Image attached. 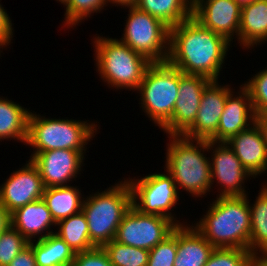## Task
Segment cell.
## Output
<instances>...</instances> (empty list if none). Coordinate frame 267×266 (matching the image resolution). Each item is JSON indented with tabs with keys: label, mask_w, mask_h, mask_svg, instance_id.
<instances>
[{
	"label": "cell",
	"mask_w": 267,
	"mask_h": 266,
	"mask_svg": "<svg viewBox=\"0 0 267 266\" xmlns=\"http://www.w3.org/2000/svg\"><path fill=\"white\" fill-rule=\"evenodd\" d=\"M232 43L193 16L170 28L168 62L182 73L220 80ZM223 68V69H222Z\"/></svg>",
	"instance_id": "obj_1"
},
{
	"label": "cell",
	"mask_w": 267,
	"mask_h": 266,
	"mask_svg": "<svg viewBox=\"0 0 267 266\" xmlns=\"http://www.w3.org/2000/svg\"><path fill=\"white\" fill-rule=\"evenodd\" d=\"M207 207L205 215L192 222L203 237L214 248H241L250 251L248 195L216 197Z\"/></svg>",
	"instance_id": "obj_2"
},
{
	"label": "cell",
	"mask_w": 267,
	"mask_h": 266,
	"mask_svg": "<svg viewBox=\"0 0 267 266\" xmlns=\"http://www.w3.org/2000/svg\"><path fill=\"white\" fill-rule=\"evenodd\" d=\"M164 157L166 170L174 179L179 194L204 198L211 192V168L207 156L208 140L190 139L182 135H167ZM181 191V192H180Z\"/></svg>",
	"instance_id": "obj_3"
},
{
	"label": "cell",
	"mask_w": 267,
	"mask_h": 266,
	"mask_svg": "<svg viewBox=\"0 0 267 266\" xmlns=\"http://www.w3.org/2000/svg\"><path fill=\"white\" fill-rule=\"evenodd\" d=\"M96 72L108 88L135 92L152 63L118 38L96 34L91 38Z\"/></svg>",
	"instance_id": "obj_4"
},
{
	"label": "cell",
	"mask_w": 267,
	"mask_h": 266,
	"mask_svg": "<svg viewBox=\"0 0 267 266\" xmlns=\"http://www.w3.org/2000/svg\"><path fill=\"white\" fill-rule=\"evenodd\" d=\"M98 123L97 120L48 118L31 110L26 147L31 146L33 151L30 149L28 158L31 160L37 153L48 150H87V145L100 133Z\"/></svg>",
	"instance_id": "obj_5"
},
{
	"label": "cell",
	"mask_w": 267,
	"mask_h": 266,
	"mask_svg": "<svg viewBox=\"0 0 267 266\" xmlns=\"http://www.w3.org/2000/svg\"><path fill=\"white\" fill-rule=\"evenodd\" d=\"M120 180L84 198L82 211L89 227L90 240L96 247L115 239L119 224L132 206L130 184L125 177Z\"/></svg>",
	"instance_id": "obj_6"
},
{
	"label": "cell",
	"mask_w": 267,
	"mask_h": 266,
	"mask_svg": "<svg viewBox=\"0 0 267 266\" xmlns=\"http://www.w3.org/2000/svg\"><path fill=\"white\" fill-rule=\"evenodd\" d=\"M178 87L179 69L165 61L151 63L136 90V94L140 96V109L159 129L172 118L178 99Z\"/></svg>",
	"instance_id": "obj_7"
},
{
	"label": "cell",
	"mask_w": 267,
	"mask_h": 266,
	"mask_svg": "<svg viewBox=\"0 0 267 266\" xmlns=\"http://www.w3.org/2000/svg\"><path fill=\"white\" fill-rule=\"evenodd\" d=\"M125 9H128V14L119 40L152 63L167 61L170 28L136 6L125 7Z\"/></svg>",
	"instance_id": "obj_8"
},
{
	"label": "cell",
	"mask_w": 267,
	"mask_h": 266,
	"mask_svg": "<svg viewBox=\"0 0 267 266\" xmlns=\"http://www.w3.org/2000/svg\"><path fill=\"white\" fill-rule=\"evenodd\" d=\"M126 180L132 190V205L140 212L166 217L176 225L187 223V220L182 221L171 212L181 199L173 177L166 170L163 173L151 172L137 179L127 177Z\"/></svg>",
	"instance_id": "obj_9"
},
{
	"label": "cell",
	"mask_w": 267,
	"mask_h": 266,
	"mask_svg": "<svg viewBox=\"0 0 267 266\" xmlns=\"http://www.w3.org/2000/svg\"><path fill=\"white\" fill-rule=\"evenodd\" d=\"M208 154L211 190L214 187L218 188L216 197L248 195L245 183L255 178L242 166L233 149L226 142L208 141Z\"/></svg>",
	"instance_id": "obj_10"
},
{
	"label": "cell",
	"mask_w": 267,
	"mask_h": 266,
	"mask_svg": "<svg viewBox=\"0 0 267 266\" xmlns=\"http://www.w3.org/2000/svg\"><path fill=\"white\" fill-rule=\"evenodd\" d=\"M176 226L166 217L144 214L132 205L118 226L115 240L150 251L169 236Z\"/></svg>",
	"instance_id": "obj_11"
},
{
	"label": "cell",
	"mask_w": 267,
	"mask_h": 266,
	"mask_svg": "<svg viewBox=\"0 0 267 266\" xmlns=\"http://www.w3.org/2000/svg\"><path fill=\"white\" fill-rule=\"evenodd\" d=\"M87 150H48L37 153L31 161L39 169L45 188L71 185L80 177Z\"/></svg>",
	"instance_id": "obj_12"
},
{
	"label": "cell",
	"mask_w": 267,
	"mask_h": 266,
	"mask_svg": "<svg viewBox=\"0 0 267 266\" xmlns=\"http://www.w3.org/2000/svg\"><path fill=\"white\" fill-rule=\"evenodd\" d=\"M212 80L179 70L178 99L171 120L161 129L166 135H182L195 121L205 87Z\"/></svg>",
	"instance_id": "obj_13"
},
{
	"label": "cell",
	"mask_w": 267,
	"mask_h": 266,
	"mask_svg": "<svg viewBox=\"0 0 267 266\" xmlns=\"http://www.w3.org/2000/svg\"><path fill=\"white\" fill-rule=\"evenodd\" d=\"M45 186L39 169L29 159L0 184V202L10 212L43 198Z\"/></svg>",
	"instance_id": "obj_14"
},
{
	"label": "cell",
	"mask_w": 267,
	"mask_h": 266,
	"mask_svg": "<svg viewBox=\"0 0 267 266\" xmlns=\"http://www.w3.org/2000/svg\"><path fill=\"white\" fill-rule=\"evenodd\" d=\"M219 84V80H212L205 87L195 121L182 136L209 141L216 134L227 96L235 88Z\"/></svg>",
	"instance_id": "obj_15"
},
{
	"label": "cell",
	"mask_w": 267,
	"mask_h": 266,
	"mask_svg": "<svg viewBox=\"0 0 267 266\" xmlns=\"http://www.w3.org/2000/svg\"><path fill=\"white\" fill-rule=\"evenodd\" d=\"M192 16L204 27L238 43L241 6L234 0L190 1ZM235 36V37H234ZM237 39V40H236Z\"/></svg>",
	"instance_id": "obj_16"
},
{
	"label": "cell",
	"mask_w": 267,
	"mask_h": 266,
	"mask_svg": "<svg viewBox=\"0 0 267 266\" xmlns=\"http://www.w3.org/2000/svg\"><path fill=\"white\" fill-rule=\"evenodd\" d=\"M227 96L216 134L209 140L226 142L254 124L255 111L249 91L241 84Z\"/></svg>",
	"instance_id": "obj_17"
},
{
	"label": "cell",
	"mask_w": 267,
	"mask_h": 266,
	"mask_svg": "<svg viewBox=\"0 0 267 266\" xmlns=\"http://www.w3.org/2000/svg\"><path fill=\"white\" fill-rule=\"evenodd\" d=\"M226 143L254 178L267 175V148L255 124L232 136Z\"/></svg>",
	"instance_id": "obj_18"
},
{
	"label": "cell",
	"mask_w": 267,
	"mask_h": 266,
	"mask_svg": "<svg viewBox=\"0 0 267 266\" xmlns=\"http://www.w3.org/2000/svg\"><path fill=\"white\" fill-rule=\"evenodd\" d=\"M11 226L29 242L43 239L56 231V223L43 198L12 212Z\"/></svg>",
	"instance_id": "obj_19"
},
{
	"label": "cell",
	"mask_w": 267,
	"mask_h": 266,
	"mask_svg": "<svg viewBox=\"0 0 267 266\" xmlns=\"http://www.w3.org/2000/svg\"><path fill=\"white\" fill-rule=\"evenodd\" d=\"M267 42V0L241 7L238 44L243 50H255Z\"/></svg>",
	"instance_id": "obj_20"
},
{
	"label": "cell",
	"mask_w": 267,
	"mask_h": 266,
	"mask_svg": "<svg viewBox=\"0 0 267 266\" xmlns=\"http://www.w3.org/2000/svg\"><path fill=\"white\" fill-rule=\"evenodd\" d=\"M189 222L177 225V253L174 266H205L215 249Z\"/></svg>",
	"instance_id": "obj_21"
},
{
	"label": "cell",
	"mask_w": 267,
	"mask_h": 266,
	"mask_svg": "<svg viewBox=\"0 0 267 266\" xmlns=\"http://www.w3.org/2000/svg\"><path fill=\"white\" fill-rule=\"evenodd\" d=\"M0 95V142L16 140L26 145L31 110Z\"/></svg>",
	"instance_id": "obj_22"
},
{
	"label": "cell",
	"mask_w": 267,
	"mask_h": 266,
	"mask_svg": "<svg viewBox=\"0 0 267 266\" xmlns=\"http://www.w3.org/2000/svg\"><path fill=\"white\" fill-rule=\"evenodd\" d=\"M78 187L68 185L45 188L43 200L56 224L82 210L85 194Z\"/></svg>",
	"instance_id": "obj_23"
},
{
	"label": "cell",
	"mask_w": 267,
	"mask_h": 266,
	"mask_svg": "<svg viewBox=\"0 0 267 266\" xmlns=\"http://www.w3.org/2000/svg\"><path fill=\"white\" fill-rule=\"evenodd\" d=\"M37 266H71L75 253L55 233L35 241H30Z\"/></svg>",
	"instance_id": "obj_24"
},
{
	"label": "cell",
	"mask_w": 267,
	"mask_h": 266,
	"mask_svg": "<svg viewBox=\"0 0 267 266\" xmlns=\"http://www.w3.org/2000/svg\"><path fill=\"white\" fill-rule=\"evenodd\" d=\"M135 6L159 19L169 28L192 16L190 0H137Z\"/></svg>",
	"instance_id": "obj_25"
},
{
	"label": "cell",
	"mask_w": 267,
	"mask_h": 266,
	"mask_svg": "<svg viewBox=\"0 0 267 266\" xmlns=\"http://www.w3.org/2000/svg\"><path fill=\"white\" fill-rule=\"evenodd\" d=\"M56 227L55 234L63 239L75 254L96 248L90 240L89 227L82 210L59 221Z\"/></svg>",
	"instance_id": "obj_26"
},
{
	"label": "cell",
	"mask_w": 267,
	"mask_h": 266,
	"mask_svg": "<svg viewBox=\"0 0 267 266\" xmlns=\"http://www.w3.org/2000/svg\"><path fill=\"white\" fill-rule=\"evenodd\" d=\"M262 183L255 201L251 203L248 194V204L250 207L251 232H250V252L256 253L267 251V180Z\"/></svg>",
	"instance_id": "obj_27"
},
{
	"label": "cell",
	"mask_w": 267,
	"mask_h": 266,
	"mask_svg": "<svg viewBox=\"0 0 267 266\" xmlns=\"http://www.w3.org/2000/svg\"><path fill=\"white\" fill-rule=\"evenodd\" d=\"M107 6L106 0H67L63 4L65 8L63 19L65 21H62L61 28L74 29L85 20L92 18L93 14L104 11L103 9Z\"/></svg>",
	"instance_id": "obj_28"
},
{
	"label": "cell",
	"mask_w": 267,
	"mask_h": 266,
	"mask_svg": "<svg viewBox=\"0 0 267 266\" xmlns=\"http://www.w3.org/2000/svg\"><path fill=\"white\" fill-rule=\"evenodd\" d=\"M113 266H147L149 251L122 244L115 239L102 246Z\"/></svg>",
	"instance_id": "obj_29"
},
{
	"label": "cell",
	"mask_w": 267,
	"mask_h": 266,
	"mask_svg": "<svg viewBox=\"0 0 267 266\" xmlns=\"http://www.w3.org/2000/svg\"><path fill=\"white\" fill-rule=\"evenodd\" d=\"M252 253L241 248H215L205 266H251Z\"/></svg>",
	"instance_id": "obj_30"
},
{
	"label": "cell",
	"mask_w": 267,
	"mask_h": 266,
	"mask_svg": "<svg viewBox=\"0 0 267 266\" xmlns=\"http://www.w3.org/2000/svg\"><path fill=\"white\" fill-rule=\"evenodd\" d=\"M252 76L242 85L249 91L255 114H264L267 111V68Z\"/></svg>",
	"instance_id": "obj_31"
},
{
	"label": "cell",
	"mask_w": 267,
	"mask_h": 266,
	"mask_svg": "<svg viewBox=\"0 0 267 266\" xmlns=\"http://www.w3.org/2000/svg\"><path fill=\"white\" fill-rule=\"evenodd\" d=\"M29 241L10 226L0 234V266H7Z\"/></svg>",
	"instance_id": "obj_32"
},
{
	"label": "cell",
	"mask_w": 267,
	"mask_h": 266,
	"mask_svg": "<svg viewBox=\"0 0 267 266\" xmlns=\"http://www.w3.org/2000/svg\"><path fill=\"white\" fill-rule=\"evenodd\" d=\"M177 253V226L172 233L149 251L147 266H174Z\"/></svg>",
	"instance_id": "obj_33"
},
{
	"label": "cell",
	"mask_w": 267,
	"mask_h": 266,
	"mask_svg": "<svg viewBox=\"0 0 267 266\" xmlns=\"http://www.w3.org/2000/svg\"><path fill=\"white\" fill-rule=\"evenodd\" d=\"M71 266H113L102 247L76 253Z\"/></svg>",
	"instance_id": "obj_34"
},
{
	"label": "cell",
	"mask_w": 267,
	"mask_h": 266,
	"mask_svg": "<svg viewBox=\"0 0 267 266\" xmlns=\"http://www.w3.org/2000/svg\"><path fill=\"white\" fill-rule=\"evenodd\" d=\"M14 27L12 24L11 17L7 13V10L3 7L0 0V42L7 48L10 49L14 39ZM8 46V47H7Z\"/></svg>",
	"instance_id": "obj_35"
},
{
	"label": "cell",
	"mask_w": 267,
	"mask_h": 266,
	"mask_svg": "<svg viewBox=\"0 0 267 266\" xmlns=\"http://www.w3.org/2000/svg\"><path fill=\"white\" fill-rule=\"evenodd\" d=\"M7 266H37L33 248L26 246Z\"/></svg>",
	"instance_id": "obj_36"
},
{
	"label": "cell",
	"mask_w": 267,
	"mask_h": 266,
	"mask_svg": "<svg viewBox=\"0 0 267 266\" xmlns=\"http://www.w3.org/2000/svg\"><path fill=\"white\" fill-rule=\"evenodd\" d=\"M254 124L259 129L267 148V117L264 114H256Z\"/></svg>",
	"instance_id": "obj_37"
},
{
	"label": "cell",
	"mask_w": 267,
	"mask_h": 266,
	"mask_svg": "<svg viewBox=\"0 0 267 266\" xmlns=\"http://www.w3.org/2000/svg\"><path fill=\"white\" fill-rule=\"evenodd\" d=\"M11 226V213L0 202V234Z\"/></svg>",
	"instance_id": "obj_38"
},
{
	"label": "cell",
	"mask_w": 267,
	"mask_h": 266,
	"mask_svg": "<svg viewBox=\"0 0 267 266\" xmlns=\"http://www.w3.org/2000/svg\"><path fill=\"white\" fill-rule=\"evenodd\" d=\"M251 266H267V251L252 253Z\"/></svg>",
	"instance_id": "obj_39"
},
{
	"label": "cell",
	"mask_w": 267,
	"mask_h": 266,
	"mask_svg": "<svg viewBox=\"0 0 267 266\" xmlns=\"http://www.w3.org/2000/svg\"><path fill=\"white\" fill-rule=\"evenodd\" d=\"M107 4L111 6H119L121 9H124L125 7L135 6L137 3V0H106ZM123 7V8H122Z\"/></svg>",
	"instance_id": "obj_40"
},
{
	"label": "cell",
	"mask_w": 267,
	"mask_h": 266,
	"mask_svg": "<svg viewBox=\"0 0 267 266\" xmlns=\"http://www.w3.org/2000/svg\"><path fill=\"white\" fill-rule=\"evenodd\" d=\"M234 1L242 7L243 5L250 4L257 0H234Z\"/></svg>",
	"instance_id": "obj_41"
},
{
	"label": "cell",
	"mask_w": 267,
	"mask_h": 266,
	"mask_svg": "<svg viewBox=\"0 0 267 266\" xmlns=\"http://www.w3.org/2000/svg\"><path fill=\"white\" fill-rule=\"evenodd\" d=\"M3 48L7 51L6 47L0 42V56L2 57Z\"/></svg>",
	"instance_id": "obj_42"
},
{
	"label": "cell",
	"mask_w": 267,
	"mask_h": 266,
	"mask_svg": "<svg viewBox=\"0 0 267 266\" xmlns=\"http://www.w3.org/2000/svg\"><path fill=\"white\" fill-rule=\"evenodd\" d=\"M56 1L63 5L67 0H56Z\"/></svg>",
	"instance_id": "obj_43"
}]
</instances>
